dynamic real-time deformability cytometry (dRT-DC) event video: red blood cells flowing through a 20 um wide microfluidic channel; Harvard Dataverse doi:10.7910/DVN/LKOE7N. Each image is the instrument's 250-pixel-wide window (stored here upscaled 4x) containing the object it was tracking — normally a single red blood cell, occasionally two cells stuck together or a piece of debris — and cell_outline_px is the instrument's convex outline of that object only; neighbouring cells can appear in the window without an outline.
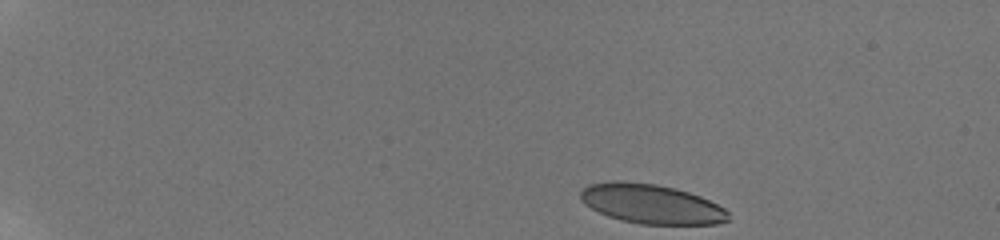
{"species": "human", "species_latin": "Homo sapiens", "temperature_condition": "room temperature", "stored_images_in_passage": 47, "camera_frame_rate_fps": 3000, "um_per_image_px": 0.085, "donor": {"sex": "male"}, "frame": {"image": 1, "passage_image": 1, "time_ms": 0.0, "image_size_px": [1000, 240], "cell_outline_px": [[732, 220], [716, 224], [640, 224], [620, 220], [608, 216], [584, 204], [580, 200], [580, 192], [588, 184], [612, 180], [624, 180], [656, 184], [676, 188], [700, 196], [724, 208], [728, 212]], "centroid_in_image_um": [55.35, 17.32], "position_along_channel_um": 29.6, "area_um2": 34.28}}
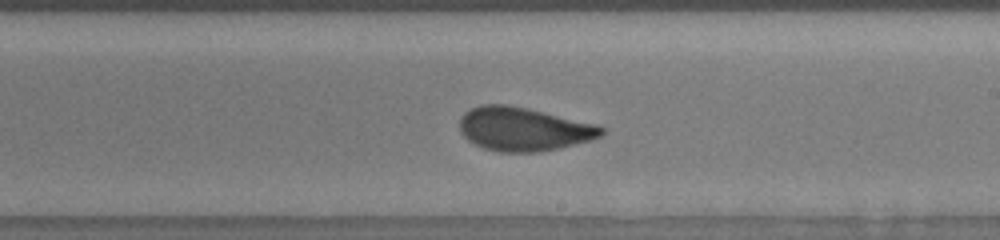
{"frame": {"image": 2, "passage_image": 27, "time_ms": 9.0, "image_size_px": [1000, 240], "cell_outline_px": [[604, 132], [600, 136], [592, 140], [560, 148], [540, 152], [500, 152], [484, 148], [468, 140], [460, 132], [460, 116], [464, 112], [480, 104], [508, 104], [528, 108], [600, 124], [604, 128]], "centroid_in_image_um": [44.53, 10.96], "position_along_channel_um": 244.5, "area_um2": 36.47}}
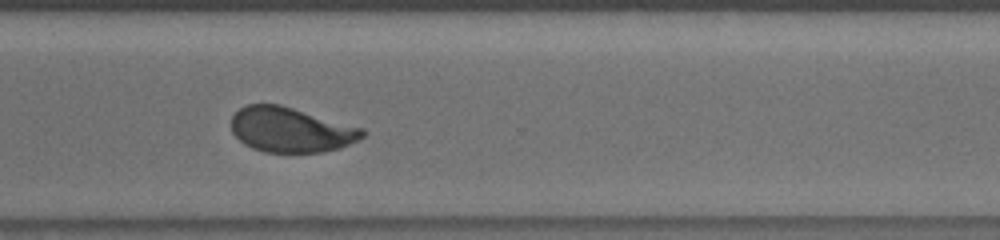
{"frame": {"image": 3, "passage_image": 33, "time_ms": 11.667, "image_size_px": [1000, 240], "cell_outline_px": [[364, 136], [360, 140], [340, 148], [320, 152], [264, 152], [252, 148], [244, 144], [232, 132], [232, 116], [240, 108], [248, 104], [280, 104], [364, 128]], "centroid_in_image_um": [24.73, 11.03], "position_along_channel_um": 345.9, "area_um2": 34.33}, "authors_computed_cell_mechanics": {"area_um2": 35.8938, "velocity_mm_per_s": 3.8063, "shape_relaxation_time_tau1_ms": 5.4678, "shape_relaxation_time_tau2_ms": 0.7999, "deformation_change_tau1": 0.1675, "deformation_change_tau2": 0.0668}}